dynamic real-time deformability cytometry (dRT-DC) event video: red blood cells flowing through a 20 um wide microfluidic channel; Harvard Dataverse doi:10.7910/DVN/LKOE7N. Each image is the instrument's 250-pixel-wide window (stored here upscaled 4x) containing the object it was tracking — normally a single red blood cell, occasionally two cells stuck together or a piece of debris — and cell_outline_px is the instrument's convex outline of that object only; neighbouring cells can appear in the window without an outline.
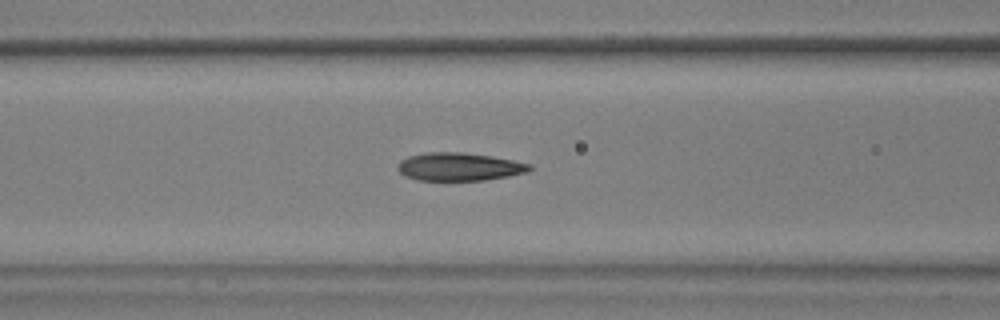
{"species": "common noctule bat (a hibernating species)", "species_latin": "Nyctalus noctula", "temperature_condition": "warm", "stored_images_in_passage": 42, "camera_frame_rate_fps": 3000, "um_per_image_px": 0.085, "animal": {"sex": "male", "body_mass_g": 17.9, "forearm_length_mm": 54.2}, "frame": {"image": 1, "passage_image": 15, "time_ms": 4.667, "image_size_px": [1000, 320], "cell_outline_px": [[532, 168], [528, 172], [508, 176], [484, 180], [416, 180], [404, 176], [396, 168], [400, 160], [408, 156], [424, 152], [460, 152], [492, 156], [532, 164]], "centroid_in_image_um": [39.01, 14.17], "position_along_channel_um": 127.6, "area_um2": 21.68}}
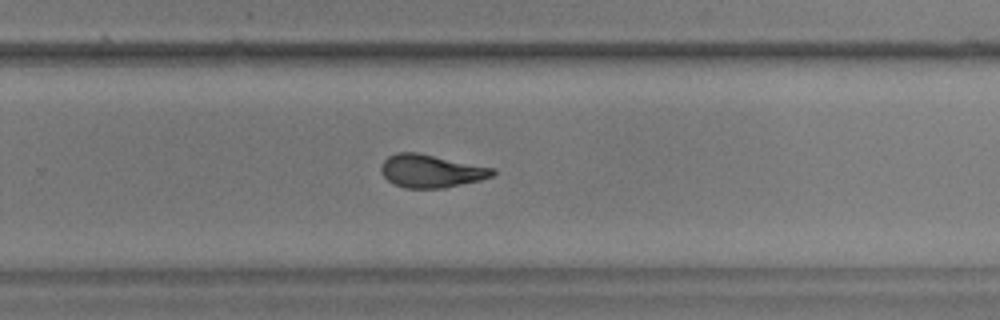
{"frame": {"image": 2, "passage_image": 29, "time_ms": 9.333, "image_size_px": [1000, 320], "cell_outline_px": [[496, 172], [492, 176], [480, 180], [444, 188], [404, 188], [388, 180], [380, 172], [380, 168], [384, 160], [388, 156], [396, 152], [416, 152], [496, 168]], "centroid_in_image_um": [36.64, 14.53], "position_along_channel_um": 293.2, "area_um2": 21.44}}
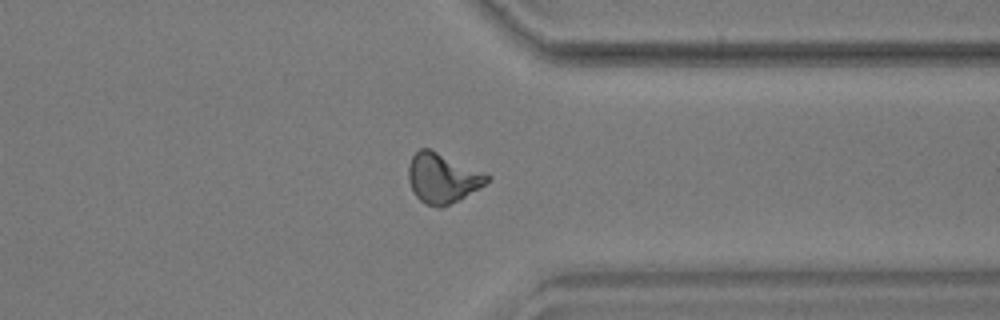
{"frame": {"image": 3, "passage_image": 36, "time_ms": 11.667, "image_size_px": [1000, 320], "cell_outline_px": [[492, 176], [480, 188], [440, 208], [424, 204], [416, 196], [408, 180], [408, 164], [412, 156], [420, 148], [428, 148], [484, 172]], "centroid_in_image_um": [37.58, 15.13], "position_along_channel_um": 373.8, "area_um2": 22.48}}